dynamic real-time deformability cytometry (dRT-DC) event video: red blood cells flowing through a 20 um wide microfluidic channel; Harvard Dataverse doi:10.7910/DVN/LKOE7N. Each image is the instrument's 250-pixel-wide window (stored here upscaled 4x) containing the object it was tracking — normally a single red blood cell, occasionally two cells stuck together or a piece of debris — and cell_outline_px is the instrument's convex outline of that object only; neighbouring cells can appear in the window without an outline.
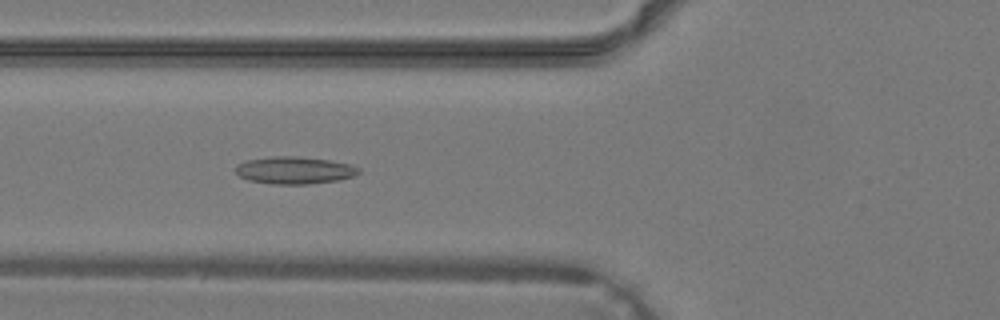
{"species": "common noctule bat (a hibernating species)", "species_latin": "Nyctalus noctula", "temperature_condition": "warm", "stored_images_in_passage": 31, "camera_frame_rate_fps": 3000, "um_per_image_px": 0.085, "animal": {"sex": "male", "body_mass_g": 19.2, "forearm_length_mm": 51.8}, "frame": {"image": 1, "passage_image": 7, "time_ms": 2.0, "image_size_px": [1000, 320], "cell_outline_px": [[360, 172], [356, 176], [340, 180], [308, 184], [272, 184], [248, 180], [240, 176], [236, 172], [236, 164], [248, 160], [272, 156], [296, 156], [332, 160], [348, 164], [360, 168]], "centroid_in_image_um": [25.06, 14.47], "position_along_channel_um": 100.7, "area_um2": 19.71}}
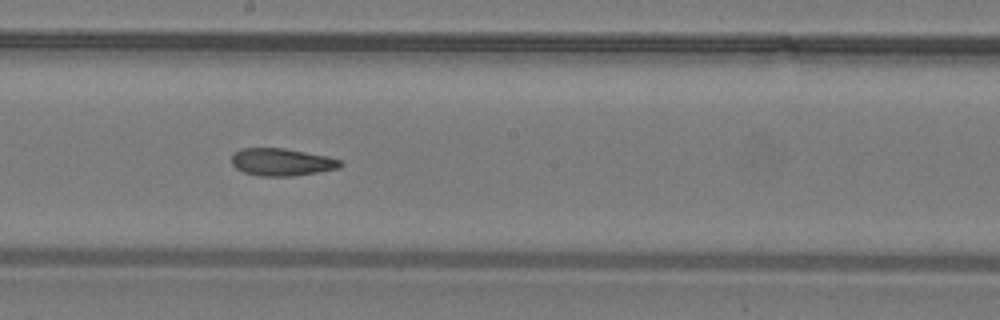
{"frame": {"image": 2, "passage_image": 14, "time_ms": 4.333, "image_size_px": [1000, 320], "cell_outline_px": [[344, 164], [340, 168], [292, 176], [260, 176], [244, 172], [236, 168], [232, 164], [232, 152], [240, 148], [284, 148], [328, 156], [344, 160]], "centroid_in_image_um": [23.97, 13.76], "position_along_channel_um": 224.2, "area_um2": 17.57}}
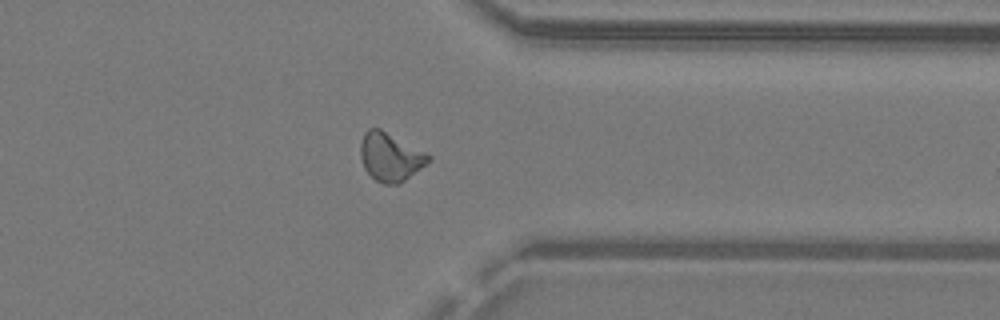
{"frame": {"image": 3, "passage_image": 23, "time_ms": 7.333, "image_size_px": [1000, 320], "cell_outline_px": [[432, 160], [400, 184], [384, 184], [376, 180], [364, 168], [360, 156], [360, 144], [364, 132], [368, 128], [380, 128], [428, 152], [432, 156]], "centroid_in_image_um": [33.21, 13.32], "position_along_channel_um": 378.2, "area_um2": 19.48}}